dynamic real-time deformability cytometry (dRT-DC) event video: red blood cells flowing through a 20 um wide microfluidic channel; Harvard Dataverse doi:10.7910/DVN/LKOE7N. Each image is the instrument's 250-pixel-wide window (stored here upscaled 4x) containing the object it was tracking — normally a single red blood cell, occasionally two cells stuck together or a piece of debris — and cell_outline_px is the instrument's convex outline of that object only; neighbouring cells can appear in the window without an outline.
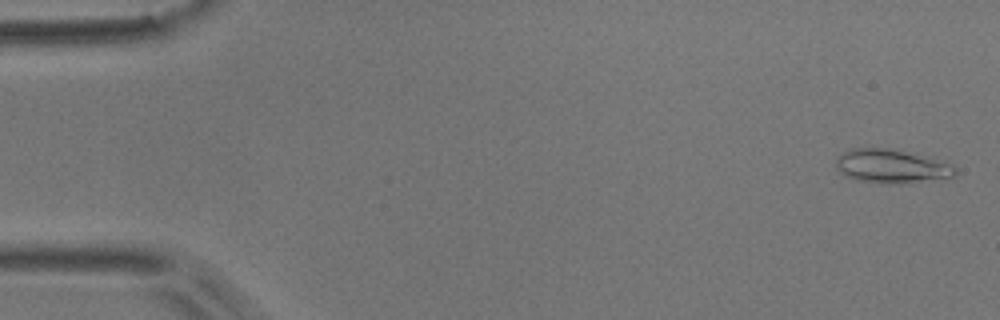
{"species": "common noctule bat (a hibernating species)", "species_latin": "Nyctalus noctula", "temperature_condition": "room temperature", "stored_images_in_passage": 54, "camera_frame_rate_fps": 3000, "um_per_image_px": 0.085, "animal": {"sex": "male", "body_mass_g": 17.9}, "frame": {"image": 1, "passage_image": 2, "time_ms": 0.333, "image_size_px": [1000, 320], "cell_outline_px": [[956, 172], [952, 176], [900, 184], [880, 184], [856, 180], [840, 172], [836, 168], [836, 156], [852, 148], [884, 148], [904, 152], [952, 164], [956, 168]], "centroid_in_image_um": [75.69, 14.15], "position_along_channel_um": 9.3, "area_um2": 23.0}}
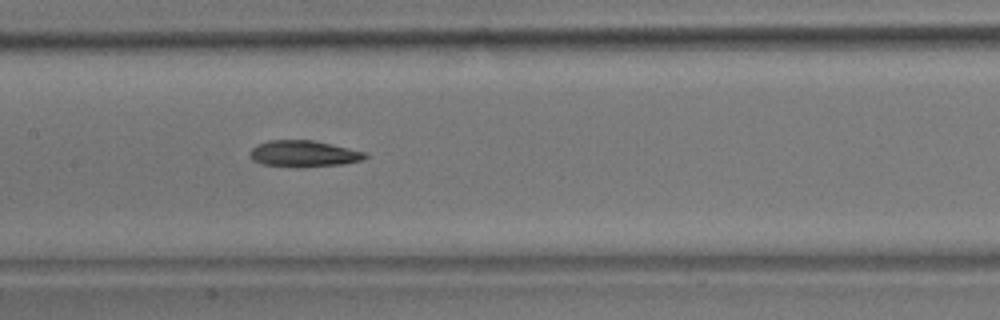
{"frame": {"image": 2, "passage_image": 26, "time_ms": 8.333, "image_size_px": [1000, 320], "cell_outline_px": [[368, 156], [360, 160], [344, 164], [260, 164], [252, 160], [248, 156], [248, 152], [256, 144], [268, 140], [312, 140], [368, 152]], "centroid_in_image_um": [25.78, 13.0], "position_along_channel_um": 181.6, "area_um2": 16.88}}
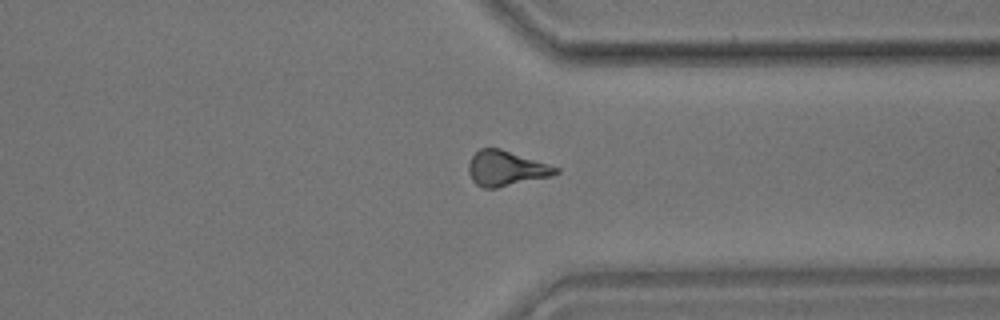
{"frame": {"image": 3, "passage_image": 41, "time_ms": 13.333, "image_size_px": [1000, 320], "cell_outline_px": [[560, 172], [552, 176], [496, 188], [484, 188], [476, 184], [472, 180], [468, 172], [468, 164], [472, 156], [480, 148], [500, 148], [560, 168]], "centroid_in_image_um": [43.01, 14.32], "position_along_channel_um": 368.4, "area_um2": 17.8}, "authors_computed_cell_mechanics": {"area_um2": 17.8313, "velocity_mm_per_s": 3.7578, "shape_relaxation_time_tau1_ms": null, "shape_relaxation_time_tau2_ms": 9.1199, "deformation_change_tau1": null, "deformation_change_tau2": 0.2394}}